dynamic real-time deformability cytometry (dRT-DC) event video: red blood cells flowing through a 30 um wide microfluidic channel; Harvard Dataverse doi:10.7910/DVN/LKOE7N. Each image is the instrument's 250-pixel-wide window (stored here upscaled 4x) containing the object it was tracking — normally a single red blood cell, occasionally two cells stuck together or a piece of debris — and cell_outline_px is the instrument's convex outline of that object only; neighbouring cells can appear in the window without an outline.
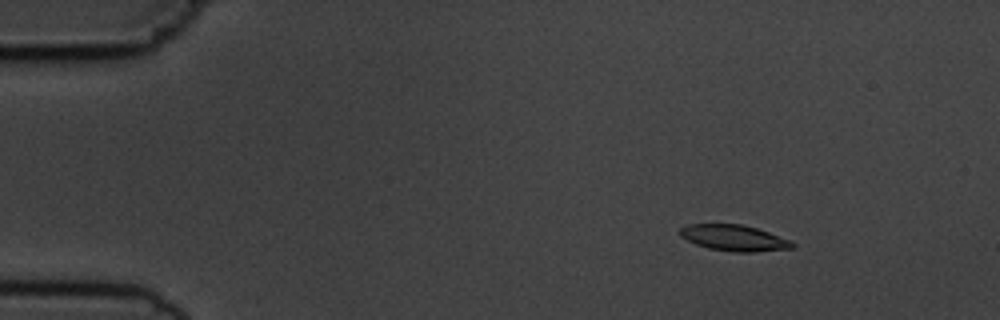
{"species": "common noctule bat (a hibernating species)", "species_latin": "Nyctalus noctula", "temperature_condition": "cold", "stored_images_in_passage": 9, "camera_frame_rate_fps": 3000, "um_per_image_px": 0.085, "animal": {"sex": "male", "body_mass_g": 19.5, "forearm_length_mm": 54.6}, "frame": {"image": 1, "passage_image": 2, "time_ms": 1.0, "image_size_px": [1000, 320], "cell_outline_px": [[796, 248], [752, 252], [736, 252], [708, 248], [696, 244], [680, 236], [680, 228], [688, 224], [740, 224], [756, 228], [792, 240], [796, 244]], "centroid_in_image_um": [62.44, 20.23], "position_along_channel_um": 22.6, "area_um2": 17.05}}
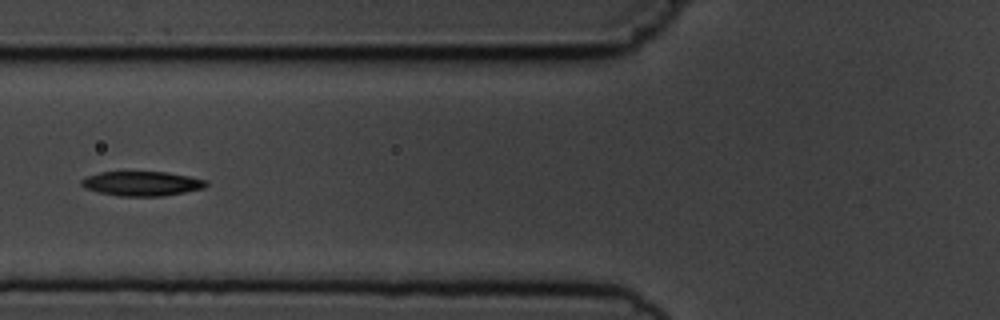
{"frame": {"image": 2, "passage_image": 6, "time_ms": 5.667, "image_size_px": [1000, 320], "cell_outline_px": [[208, 184], [204, 188], [184, 192], [160, 196], [120, 196], [100, 192], [84, 188], [80, 184], [80, 180], [88, 176], [100, 172], [164, 172], [188, 176], [208, 180]], "centroid_in_image_um": [12.06, 15.6], "position_along_channel_um": 113.7, "area_um2": 17.69}}
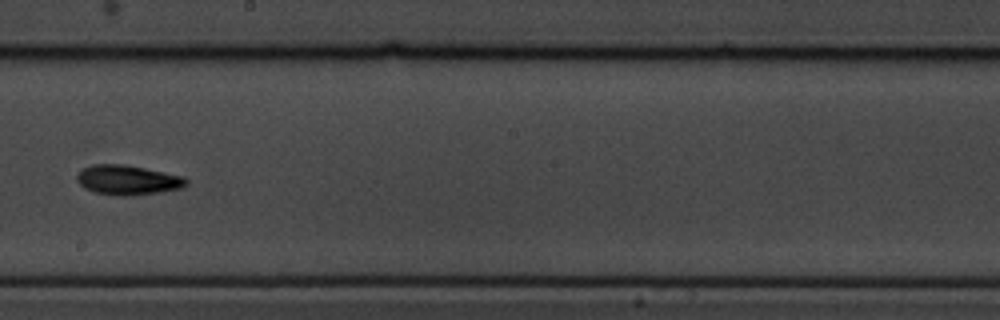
{"frame": {"image": 3, "passage_image": 9, "time_ms": 9.0, "image_size_px": [1000, 320], "cell_outline_px": [[188, 184], [184, 188], [160, 192], [128, 196], [116, 196], [92, 192], [84, 188], [76, 180], [76, 176], [84, 168], [92, 164], [124, 164], [184, 176], [188, 180]], "centroid_in_image_um": [10.87, 15.31], "position_along_channel_um": 237.3, "area_um2": 19.13}}